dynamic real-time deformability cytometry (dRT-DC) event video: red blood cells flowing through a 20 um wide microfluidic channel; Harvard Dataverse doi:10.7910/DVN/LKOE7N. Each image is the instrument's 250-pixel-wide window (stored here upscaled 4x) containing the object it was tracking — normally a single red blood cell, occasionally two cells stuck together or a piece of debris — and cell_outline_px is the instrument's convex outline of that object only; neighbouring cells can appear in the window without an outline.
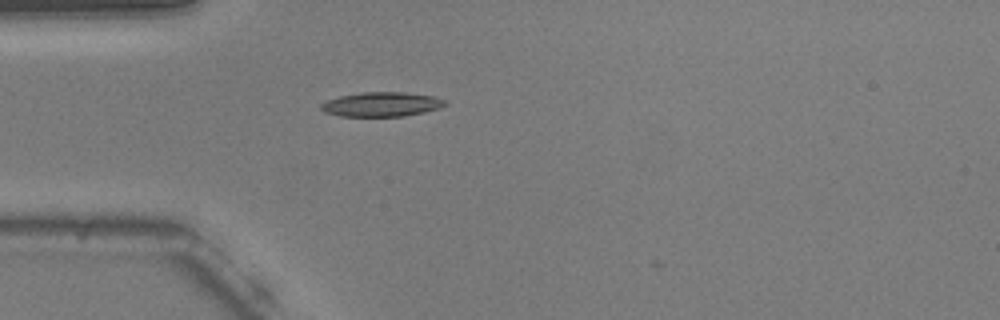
{"species": "common noctule bat (a hibernating species)", "species_latin": "Nyctalus noctula", "temperature_condition": "warm", "stored_images_in_passage": 35, "camera_frame_rate_fps": 3000, "um_per_image_px": 0.085, "animal": {"sex": "male", "body_mass_g": 20.5, "forearm_length_mm": 52.5}, "frame": {"image": 1, "passage_image": 1, "time_ms": 0.0, "image_size_px": [1000, 320], "cell_outline_px": [[448, 104], [440, 108], [424, 112], [404, 116], [340, 116], [324, 112], [320, 108], [320, 104], [328, 100], [340, 96], [360, 92], [404, 92], [436, 96], [448, 100]], "centroid_in_image_um": [32.48, 8.86], "position_along_channel_um": 52.5, "area_um2": 17.86}}
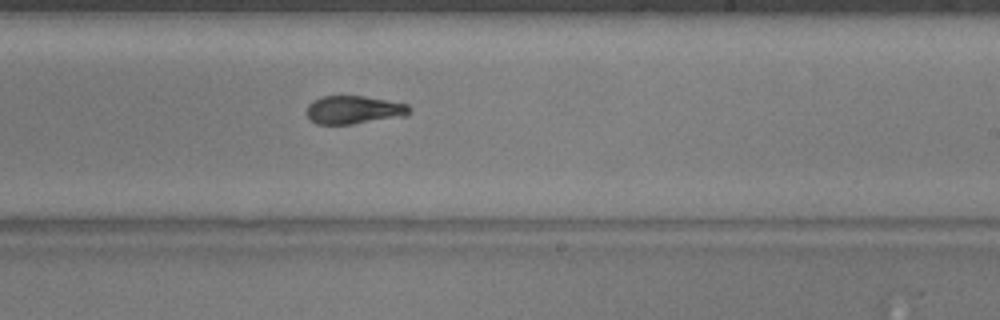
{"frame": {"image": 2, "passage_image": 18, "time_ms": 5.667, "image_size_px": [1000, 320], "cell_outline_px": [[412, 108], [408, 116], [352, 124], [316, 124], [304, 112], [308, 104], [312, 100], [324, 96], [364, 96], [408, 104]], "centroid_in_image_um": [30.09, 9.34], "position_along_channel_um": 258.9, "area_um2": 17.11}}
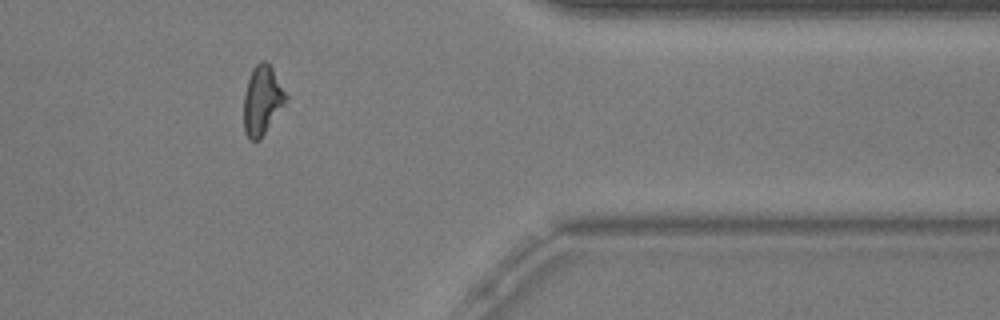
{"frame": {"image": 3, "passage_image": 30, "time_ms": 9.667, "image_size_px": [1000, 320], "cell_outline_px": [[288, 96], [284, 104], [260, 140], [248, 140], [244, 132], [244, 96], [248, 80], [252, 68], [260, 60], [264, 60], [272, 68]], "centroid_in_image_um": [22.27, 8.53], "position_along_channel_um": 389.1, "area_um2": 16.82}, "authors_computed_cell_mechanics": {"area_um2": 17.2244, "velocity_mm_per_s": 3.7561, "shape_relaxation_time_tau1_ms": 4.7333, "shape_relaxation_time_tau2_ms": 3.1265, "deformation_change_tau1": 0.1568, "deformation_change_tau2": 0.1108}}